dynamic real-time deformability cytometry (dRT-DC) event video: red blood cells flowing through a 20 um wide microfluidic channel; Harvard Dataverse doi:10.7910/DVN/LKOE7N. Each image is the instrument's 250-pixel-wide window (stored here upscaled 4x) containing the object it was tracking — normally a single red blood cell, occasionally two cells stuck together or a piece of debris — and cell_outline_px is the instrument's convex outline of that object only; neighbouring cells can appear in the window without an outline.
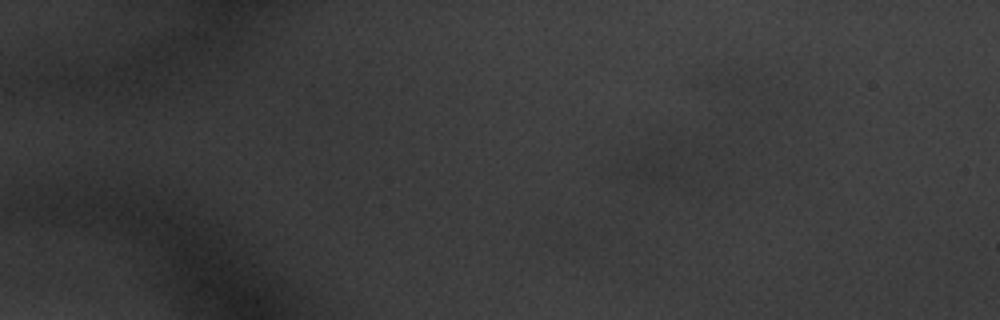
{"species": "common noctule bat (a hibernating species)", "species_latin": "Nyctalus noctula", "temperature_condition": "warm", "stored_images_in_passage": 10, "camera_frame_rate_fps": 3000, "um_per_image_px": 0.085, "animal": {"sex": "male", "body_mass_g": 20.1, "forearm_length_mm": 53.5}, "frame": {"image": 1, "passage_image": 4, "time_ms": 1.0, "image_size_px": [1000, 320], "cell_outline_px": [[680, 176], [660, 188], [616, 176], [616, 164], [644, 152], [656, 148], [680, 156]], "centroid_in_image_um": [55.32, 14.28], "position_along_channel_um": 29.7, "area_um2": 12.83}}